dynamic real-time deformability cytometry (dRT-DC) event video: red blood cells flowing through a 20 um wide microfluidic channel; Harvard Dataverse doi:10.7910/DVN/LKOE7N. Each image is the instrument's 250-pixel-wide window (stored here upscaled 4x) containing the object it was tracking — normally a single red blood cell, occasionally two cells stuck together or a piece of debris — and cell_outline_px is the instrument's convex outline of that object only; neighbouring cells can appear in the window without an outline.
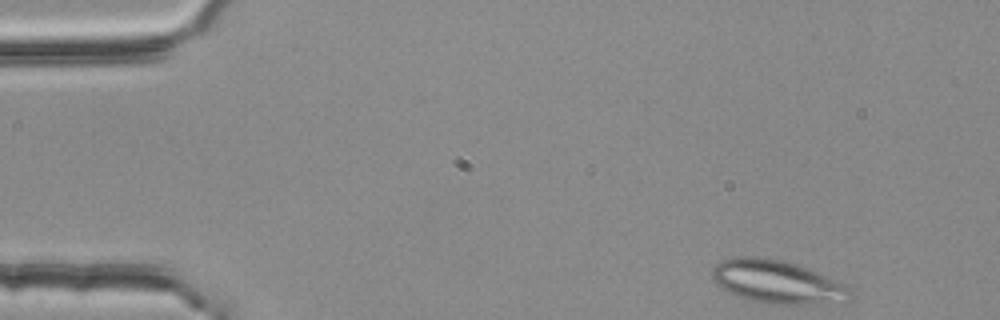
{"species": "common noctule bat (a hibernating species)", "species_latin": "Nyctalus noctula", "temperature_condition": "room temperature", "stored_images_in_passage": 47, "segment_of_instrument_passage": [1, 2], "camera_frame_rate_fps": 3000, "um_per_image_px": 0.085, "animal": {"sex": "female", "body_mass_g": 25.1}, "frame": {"image": 1, "passage_image": 1, "time_ms": 0.0, "image_size_px": [1000, 320], "cell_outline_px": [[852, 300], [844, 304], [764, 304], [748, 300], [736, 296], [720, 288], [712, 280], [712, 268], [716, 264], [724, 260], [736, 256], [764, 256], [784, 260], [796, 264], [836, 280], [844, 284], [852, 292]], "centroid_in_image_um": [66.08, 23.98], "position_along_channel_um": 18.9, "area_um2": 35.55}}